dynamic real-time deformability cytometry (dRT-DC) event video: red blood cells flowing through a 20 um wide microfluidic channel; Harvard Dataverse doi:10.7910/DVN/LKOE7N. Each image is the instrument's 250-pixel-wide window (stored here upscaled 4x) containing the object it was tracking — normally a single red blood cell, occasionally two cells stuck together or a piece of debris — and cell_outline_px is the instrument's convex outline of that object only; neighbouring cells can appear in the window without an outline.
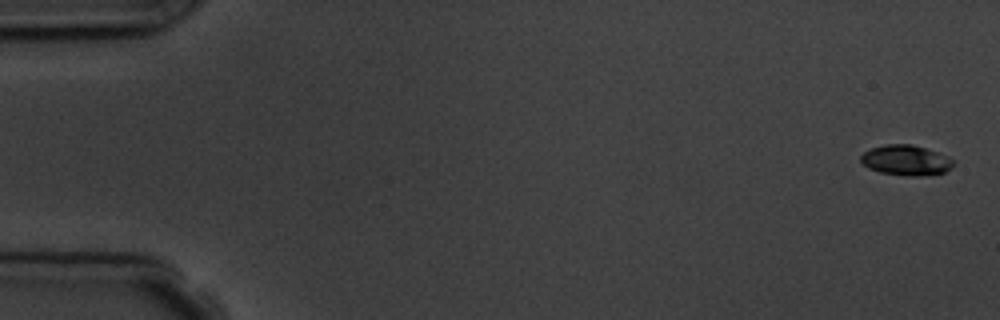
{"species": "common noctule bat (a hibernating species)", "species_latin": "Nyctalus noctula", "temperature_condition": "room temperature", "stored_images_in_passage": 7, "camera_frame_rate_fps": 3000, "um_per_image_px": 0.085, "animal": {"sex": "male", "body_mass_g": 19.5, "forearm_length_mm": 54.6}, "frame": {"image": 1, "passage_image": 1, "time_ms": 0.0, "image_size_px": [1000, 320], "cell_outline_px": [[956, 164], [952, 168], [944, 172], [924, 176], [908, 176], [880, 172], [868, 168], [860, 160], [860, 156], [864, 152], [872, 148], [884, 144], [912, 144], [948, 156]], "centroid_in_image_um": [77.02, 13.63], "position_along_channel_um": 8.0, "area_um2": 16.36}}
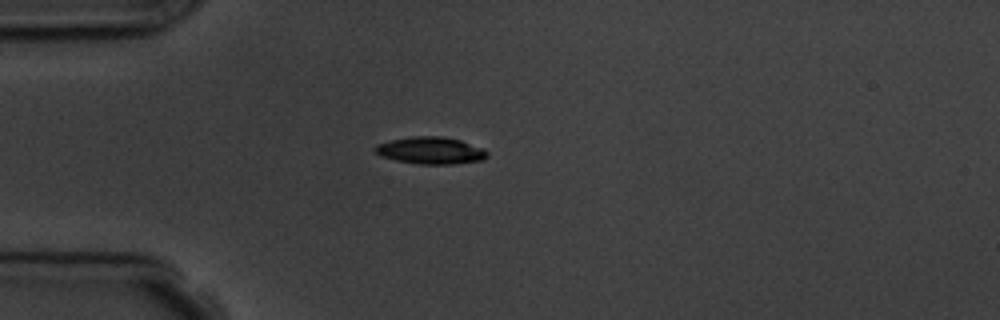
{"frame": {"image": 2, "passage_image": 5, "time_ms": 4.667, "image_size_px": [1000, 320], "cell_outline_px": [[488, 156], [484, 160], [452, 164], [420, 164], [396, 160], [380, 156], [372, 148], [376, 144], [388, 140], [412, 136], [444, 136], [460, 140], [484, 148], [488, 152]], "centroid_in_image_um": [36.6, 12.78], "position_along_channel_um": 48.4, "area_um2": 17.92}}